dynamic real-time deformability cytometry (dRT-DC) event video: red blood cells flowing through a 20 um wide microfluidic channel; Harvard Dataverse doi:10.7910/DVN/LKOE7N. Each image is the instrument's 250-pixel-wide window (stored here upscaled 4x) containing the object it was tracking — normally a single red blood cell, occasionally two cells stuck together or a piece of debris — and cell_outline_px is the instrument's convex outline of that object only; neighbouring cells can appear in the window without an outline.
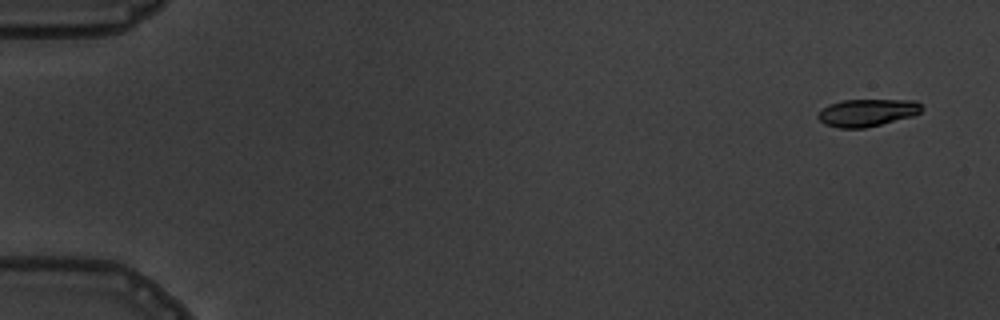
{"species": "common noctule bat (a hibernating species)", "species_latin": "Nyctalus noctula", "temperature_condition": "warm", "stored_images_in_passage": 5, "camera_frame_rate_fps": 3000, "um_per_image_px": 0.085, "animal": {"sex": "male", "body_mass_g": 19.5, "forearm_length_mm": 54.6}, "frame": {"image": 1, "passage_image": 1, "time_ms": 0.0, "image_size_px": [1000, 320], "cell_outline_px": [[924, 108], [920, 112], [912, 116], [864, 128], [840, 128], [824, 124], [816, 116], [828, 104], [840, 100], [916, 100]], "centroid_in_image_um": [73.7, 9.56], "position_along_channel_um": 11.3, "area_um2": 16.47}}